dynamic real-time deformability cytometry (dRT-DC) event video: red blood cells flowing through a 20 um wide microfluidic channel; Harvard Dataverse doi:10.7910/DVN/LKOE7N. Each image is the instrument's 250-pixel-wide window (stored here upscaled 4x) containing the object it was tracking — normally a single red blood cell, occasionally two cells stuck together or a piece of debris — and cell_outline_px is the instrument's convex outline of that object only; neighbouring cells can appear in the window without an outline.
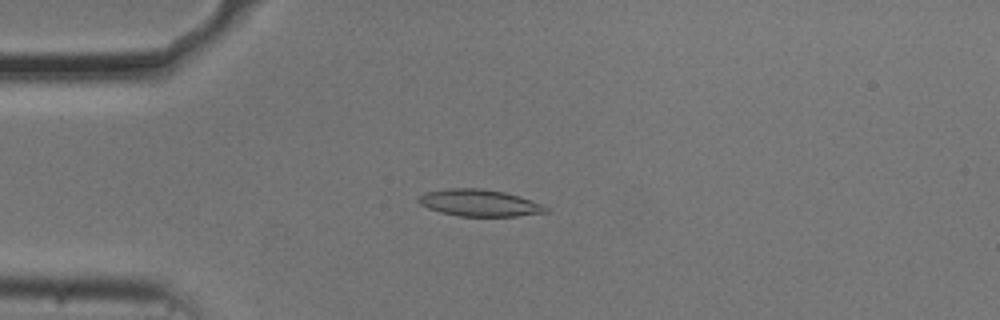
{"species": "common noctule bat (a hibernating species)", "species_latin": "Nyctalus noctula", "temperature_condition": "cold", "stored_images_in_passage": 54, "camera_frame_rate_fps": 3000, "um_per_image_px": 0.085, "animal": {"sex": "male", "body_mass_g": 20.5, "forearm_length_mm": 52.5}, "frame": {"image": 1, "passage_image": 14, "time_ms": 4.333, "image_size_px": [1000, 320], "cell_outline_px": [[548, 212], [516, 216], [460, 216], [440, 212], [428, 208], [420, 204], [416, 200], [424, 192], [452, 188], [480, 188], [504, 192], [520, 196], [544, 204], [548, 208]], "centroid_in_image_um": [40.76, 17.24], "position_along_channel_um": 44.2, "area_um2": 19.94}}
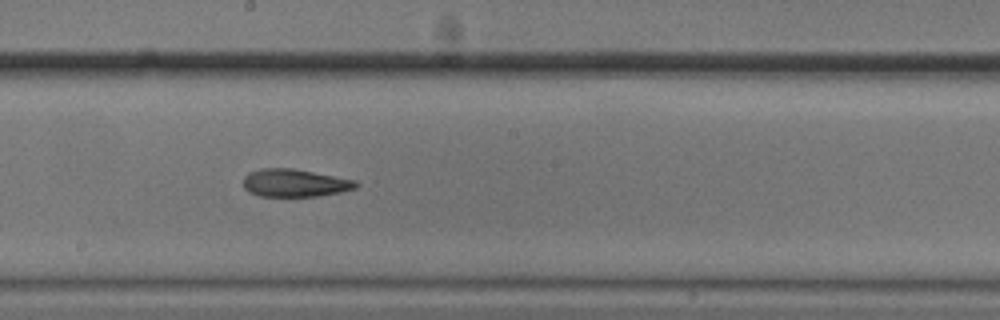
{"frame": {"image": 2, "passage_image": 30, "time_ms": 9.667, "image_size_px": [1000, 320], "cell_outline_px": [[360, 184], [356, 188], [340, 192], [320, 196], [260, 196], [248, 192], [244, 188], [244, 176], [248, 172], [260, 168], [292, 168], [356, 180]], "centroid_in_image_um": [25.05, 15.55], "position_along_channel_um": 223.2, "area_um2": 18.32}}
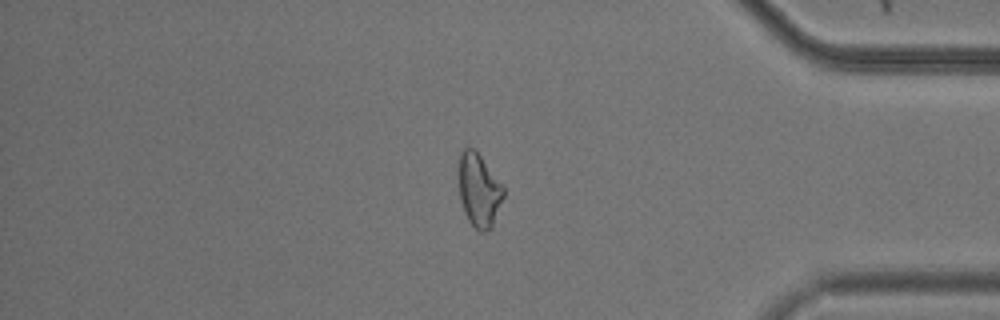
{"frame": {"image": 3, "passage_image": 46, "time_ms": 15.0, "image_size_px": [1000, 320], "cell_outline_px": [[504, 196], [492, 228], [484, 232], [480, 232], [468, 220], [464, 212], [460, 200], [460, 152], [464, 148], [476, 148], [504, 188]], "centroid_in_image_um": [40.73, 16.17], "position_along_channel_um": 394.5, "area_um2": 19.02}, "authors_computed_cell_mechanics": {"area_um2": 19.5653, "velocity_mm_per_s": 3.7126, "shape_relaxation_time_tau1_ms": null, "shape_relaxation_time_tau2_ms": 4.7314, "deformation_change_tau1": null, "deformation_change_tau2": 0.1421}}